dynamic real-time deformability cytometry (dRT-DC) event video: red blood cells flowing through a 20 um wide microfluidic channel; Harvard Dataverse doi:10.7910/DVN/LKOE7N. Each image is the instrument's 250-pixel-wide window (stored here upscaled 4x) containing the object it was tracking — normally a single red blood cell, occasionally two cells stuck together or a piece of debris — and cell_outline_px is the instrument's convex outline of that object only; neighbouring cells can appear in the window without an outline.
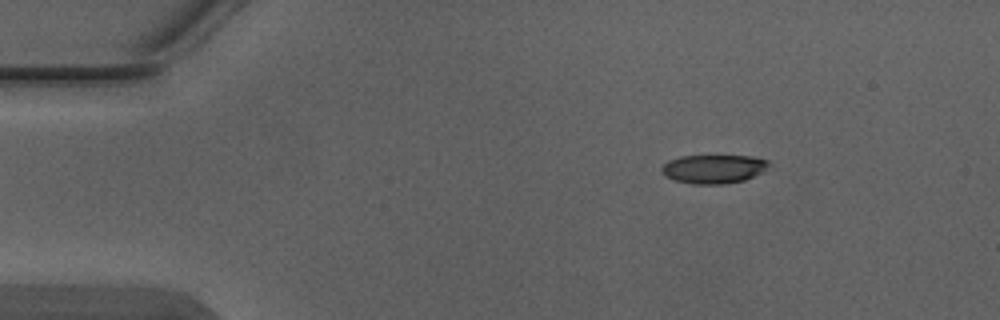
{"species": "Egyptian fruit bat (a non-hibernating species)", "species_latin": "Rousettus aegyptiacus", "temperature_condition": "warm", "stored_images_in_passage": 2, "camera_frame_rate_fps": 3000, "um_per_image_px": 0.085, "animal": {"sex": "male"}, "frame": {"image": 1, "passage_image": 1, "time_ms": 0.0, "image_size_px": [1000, 320], "cell_outline_px": [[768, 164], [760, 172], [744, 180], [724, 184], [692, 184], [676, 180], [664, 176], [660, 168], [668, 160], [680, 156], [752, 156], [768, 160]], "centroid_in_image_um": [60.59, 14.36], "position_along_channel_um": 24.4, "area_um2": 17.74}}